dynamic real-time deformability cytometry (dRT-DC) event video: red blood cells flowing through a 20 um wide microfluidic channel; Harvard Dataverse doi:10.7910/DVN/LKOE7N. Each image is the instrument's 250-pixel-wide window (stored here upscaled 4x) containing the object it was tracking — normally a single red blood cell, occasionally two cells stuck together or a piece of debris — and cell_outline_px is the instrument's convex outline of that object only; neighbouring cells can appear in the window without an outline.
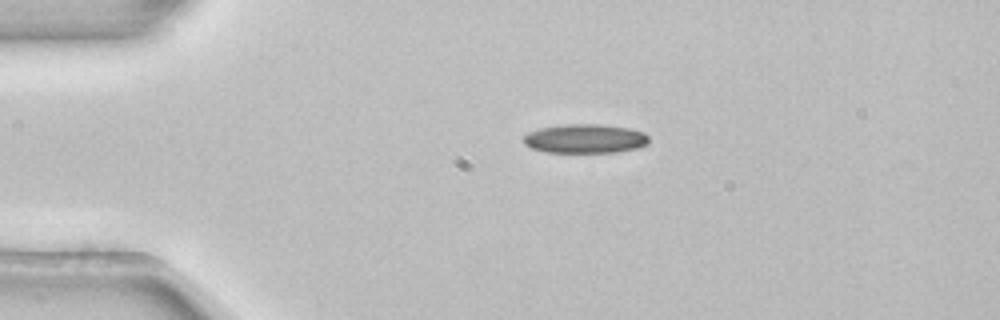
{"species": "common noctule bat (a hibernating species)", "species_latin": "Nyctalus noctula", "temperature_condition": "room temperature", "stored_images_in_passage": 2, "camera_frame_rate_fps": 3000, "um_per_image_px": 0.085, "animal": {"sex": "female", "body_mass_g": 22.7, "forearm_length_mm": 54.2}, "frame": {"image": 1, "passage_image": 1, "time_ms": 0.0, "image_size_px": [1000, 320], "cell_outline_px": [[648, 144], [636, 148], [616, 152], [544, 152], [532, 148], [524, 144], [524, 136], [528, 132], [540, 128], [564, 124], [600, 124], [632, 128], [644, 132], [648, 136]], "centroid_in_image_um": [49.75, 11.78], "position_along_channel_um": 35.3, "area_um2": 21.33}}